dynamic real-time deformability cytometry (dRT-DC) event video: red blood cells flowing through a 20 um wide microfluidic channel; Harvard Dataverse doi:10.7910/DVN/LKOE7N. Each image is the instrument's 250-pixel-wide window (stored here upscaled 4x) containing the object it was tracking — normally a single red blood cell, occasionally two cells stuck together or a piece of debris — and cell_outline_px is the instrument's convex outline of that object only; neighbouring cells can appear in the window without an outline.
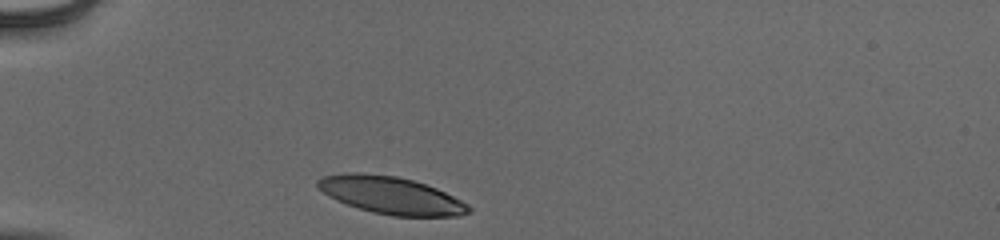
{"species": "human", "species_latin": "Homo sapiens", "temperature_condition": "cold", "stored_images_in_passage": 30, "camera_frame_rate_fps": 3000, "um_per_image_px": 0.085, "donor": {"sex": "male"}, "frame": {"image": 1, "passage_image": 1, "time_ms": 0.0, "image_size_px": [1000, 240], "cell_outline_px": [[472, 212], [460, 216], [392, 216], [372, 212], [336, 200], [328, 196], [316, 184], [316, 180], [324, 176], [344, 172], [360, 172], [396, 176], [412, 180], [436, 188], [468, 204], [472, 208]], "centroid_in_image_um": [33.24, 16.6], "position_along_channel_um": 51.8, "area_um2": 32.77}}
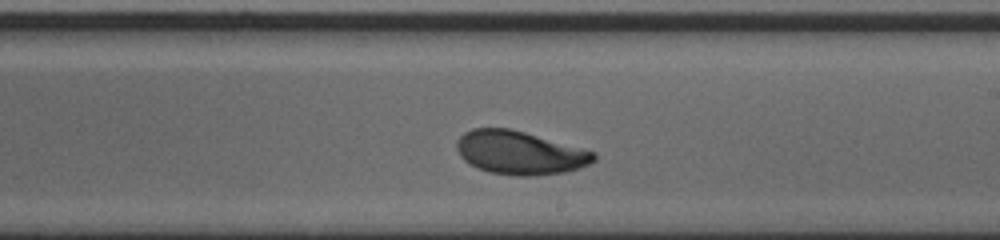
{"frame": {"image": 2, "passage_image": 18, "time_ms": 5.667, "image_size_px": [1000, 240], "cell_outline_px": [[596, 160], [580, 168], [564, 172], [536, 176], [516, 176], [488, 172], [464, 160], [460, 156], [456, 148], [456, 140], [464, 132], [472, 128], [508, 128], [524, 132], [596, 152]], "centroid_in_image_um": [44.17, 12.99], "position_along_channel_um": 244.8, "area_um2": 34.62}}
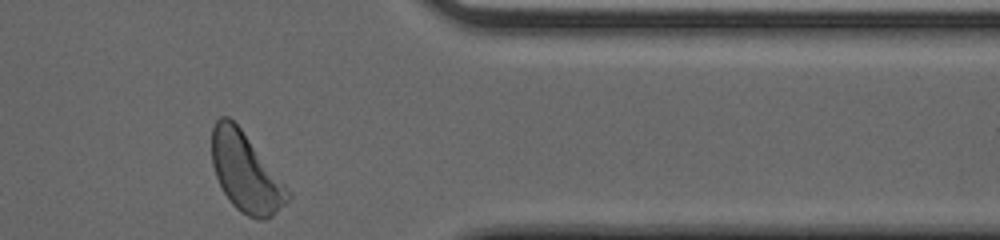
{"frame": {"image": 3, "passage_image": 30, "time_ms": 9.667, "image_size_px": [1000, 240], "cell_outline_px": [[292, 196], [272, 216], [260, 220], [256, 220], [240, 212], [232, 204], [224, 192], [216, 176], [212, 164], [212, 128], [216, 120], [220, 116], [228, 116], [240, 128], [292, 192]], "centroid_in_image_um": [20.89, 14.67], "position_along_channel_um": 390.5, "area_um2": 34.62}, "authors_computed_cell_mechanics": {"area_um2": 34.3332, "velocity_mm_per_s": 3.8831, "shape_relaxation_time_tau1_ms": 1.9641, "shape_relaxation_time_tau2_ms": 2.9549, "deformation_change_tau1": 0.1148, "deformation_change_tau2": 0.0836}}